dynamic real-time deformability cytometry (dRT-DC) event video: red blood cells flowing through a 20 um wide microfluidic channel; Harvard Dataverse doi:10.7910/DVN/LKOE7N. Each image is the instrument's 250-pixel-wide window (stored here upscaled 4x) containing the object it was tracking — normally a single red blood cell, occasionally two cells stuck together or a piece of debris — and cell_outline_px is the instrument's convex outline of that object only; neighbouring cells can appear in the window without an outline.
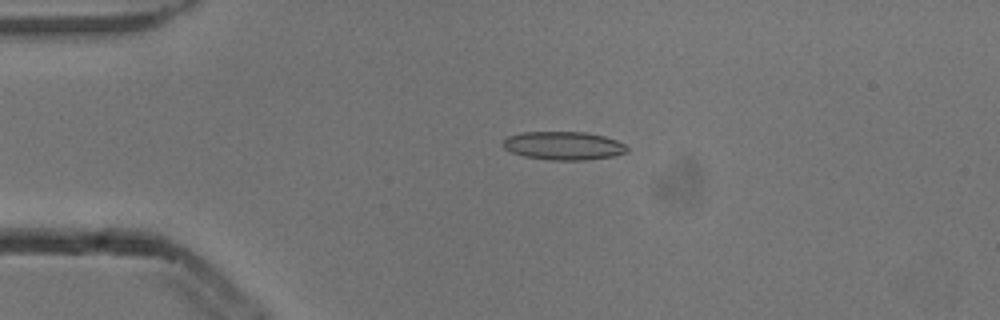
{"species": "common noctule bat (a hibernating species)", "species_latin": "Nyctalus noctula", "temperature_condition": "cold", "stored_images_in_passage": 5, "camera_frame_rate_fps": 3000, "um_per_image_px": 0.085, "animal": {"sex": "male", "body_mass_g": 13.3}, "frame": {"image": 1, "passage_image": 4, "time_ms": 1.0, "image_size_px": [1000, 320], "cell_outline_px": [[628, 152], [612, 156], [584, 160], [548, 160], [524, 156], [512, 152], [504, 148], [504, 140], [508, 136], [520, 132], [584, 132], [604, 136], [616, 140], [624, 144], [628, 148]], "centroid_in_image_um": [47.9, 12.38], "position_along_channel_um": 37.1, "area_um2": 20.4}}